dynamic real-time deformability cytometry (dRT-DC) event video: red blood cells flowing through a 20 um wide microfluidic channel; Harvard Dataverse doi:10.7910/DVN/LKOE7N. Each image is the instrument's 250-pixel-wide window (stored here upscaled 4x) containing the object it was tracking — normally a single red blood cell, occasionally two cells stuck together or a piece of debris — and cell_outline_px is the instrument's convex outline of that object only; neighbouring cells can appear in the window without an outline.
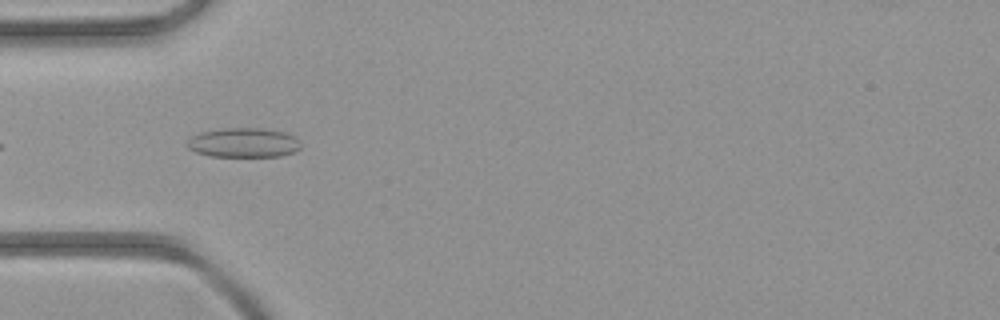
{"species": "common noctule bat (a hibernating species)", "species_latin": "Nyctalus noctula", "temperature_condition": "room temperature", "stored_images_in_passage": 3, "camera_frame_rate_fps": 3000, "um_per_image_px": 0.085, "animal": {"sex": "female", "body_mass_g": 21.9}, "frame": {"image": 1, "passage_image": 3, "time_ms": 3.0, "image_size_px": [1000, 320], "cell_outline_px": [[300, 148], [296, 152], [280, 156], [208, 156], [196, 152], [188, 148], [188, 140], [192, 136], [200, 132], [224, 128], [260, 128], [284, 132], [296, 136], [300, 144]], "centroid_in_image_um": [20.72, 12.13], "position_along_channel_um": 64.3, "area_um2": 19.54}}